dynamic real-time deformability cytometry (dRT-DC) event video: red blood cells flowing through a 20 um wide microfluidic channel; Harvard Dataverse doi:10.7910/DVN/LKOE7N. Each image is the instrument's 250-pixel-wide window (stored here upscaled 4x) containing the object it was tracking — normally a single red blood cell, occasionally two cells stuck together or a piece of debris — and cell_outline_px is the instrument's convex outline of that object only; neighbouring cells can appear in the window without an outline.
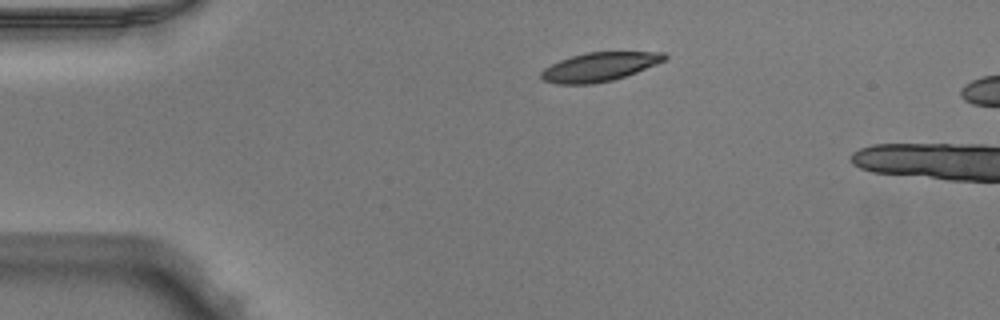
{"species": "Egyptian fruit bat (a non-hibernating species)", "species_latin": "Rousettus aegyptiacus", "temperature_condition": "warm", "stored_images_in_passage": 5, "camera_frame_rate_fps": 3000, "um_per_image_px": 0.085, "animal": {"sex": "male"}, "frame": {"image": 1, "passage_image": 1, "time_ms": 0.0, "image_size_px": [1000, 320], "cell_outline_px": [[668, 60], [636, 72], [612, 80], [592, 84], [556, 84], [544, 80], [540, 76], [540, 72], [544, 68], [560, 60], [572, 56], [588, 52], [664, 52], [668, 56]], "centroid_in_image_um": [50.97, 5.68], "position_along_channel_um": 34.0, "area_um2": 20.69}}